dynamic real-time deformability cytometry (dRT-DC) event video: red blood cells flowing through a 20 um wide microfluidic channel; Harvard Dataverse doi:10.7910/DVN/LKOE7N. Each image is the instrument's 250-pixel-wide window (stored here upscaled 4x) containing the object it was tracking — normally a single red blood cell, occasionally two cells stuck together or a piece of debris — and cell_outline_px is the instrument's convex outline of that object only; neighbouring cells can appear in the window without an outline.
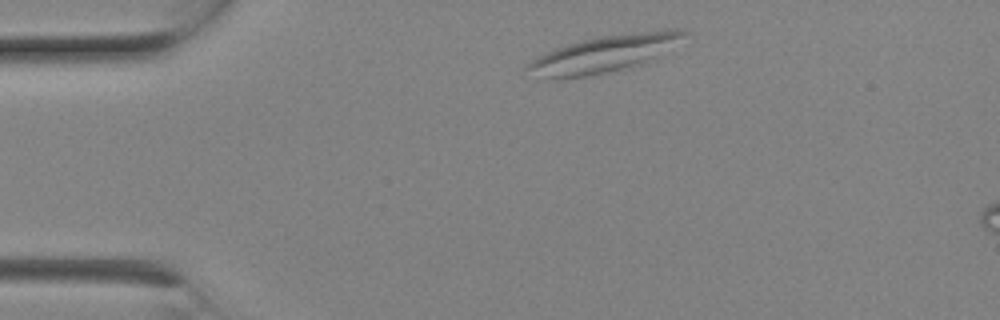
{"species": "Egyptian fruit bat (a non-hibernating species)", "species_latin": "Rousettus aegyptiacus", "temperature_condition": "room temperature", "stored_images_in_passage": 4, "camera_frame_rate_fps": 3000, "um_per_image_px": 0.085, "animal": {"sex": "female"}, "frame": {"image": 1, "passage_image": 1, "time_ms": 0.0, "image_size_px": [1000, 320], "cell_outline_px": [[688, 32], [652, 60], [644, 64], [588, 76], [556, 80], [524, 68], [524, 64], [556, 48], [568, 44], [596, 36], [668, 28], [676, 28]], "centroid_in_image_um": [51.36, 4.56], "position_along_channel_um": 33.6, "area_um2": 33.12}}